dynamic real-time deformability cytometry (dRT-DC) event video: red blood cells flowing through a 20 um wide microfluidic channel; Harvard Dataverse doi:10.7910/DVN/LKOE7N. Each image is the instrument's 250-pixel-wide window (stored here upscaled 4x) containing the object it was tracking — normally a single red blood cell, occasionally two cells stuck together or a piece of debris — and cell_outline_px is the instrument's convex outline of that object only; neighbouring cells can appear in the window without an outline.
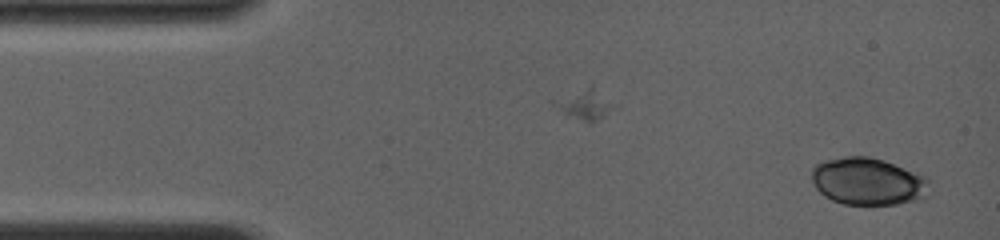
{"species": "common noctule bat (a hibernating species)", "species_latin": "Nyctalus noctula", "temperature_condition": "room temperature", "stored_images_in_passage": 27, "camera_frame_rate_fps": 4000, "um_per_image_px": 0.085, "animal": {"sex": "female", "body_mass_g": 19.0, "forearm_length_mm": 56.7}, "frame": {"image": 1, "passage_image": 1, "time_ms": 0.0, "image_size_px": [1000, 240], "cell_outline_px": [[928, 196], [916, 200], [896, 204], [844, 204], [832, 200], [824, 196], [816, 188], [812, 180], [812, 168], [816, 164], [824, 160], [844, 156], [868, 156], [884, 160], [924, 176], [928, 180]], "centroid_in_image_um": [73.75, 15.41], "position_along_channel_um": 11.3, "area_um2": 32.37}}